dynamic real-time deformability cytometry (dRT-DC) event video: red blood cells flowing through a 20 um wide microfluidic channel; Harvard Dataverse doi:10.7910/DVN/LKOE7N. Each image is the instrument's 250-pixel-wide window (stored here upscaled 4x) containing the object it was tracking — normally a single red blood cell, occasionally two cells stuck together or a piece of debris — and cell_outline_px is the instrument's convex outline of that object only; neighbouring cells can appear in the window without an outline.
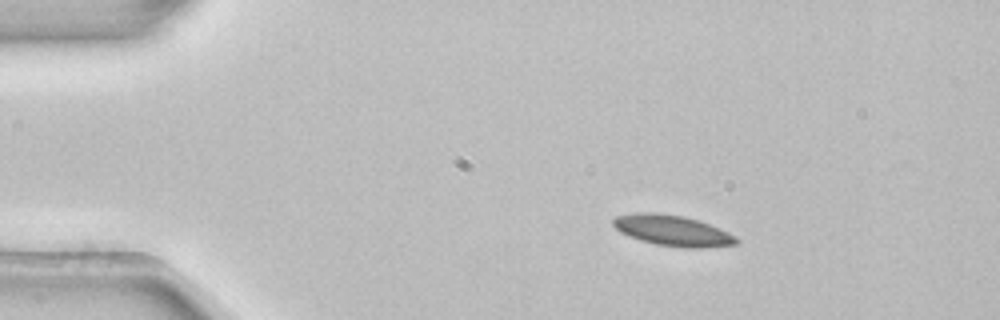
{"species": "common noctule bat (a hibernating species)", "species_latin": "Nyctalus noctula", "temperature_condition": "room temperature", "stored_images_in_passage": 45, "camera_frame_rate_fps": 3000, "um_per_image_px": 0.085, "animal": {"sex": "female", "body_mass_g": 22.7, "forearm_length_mm": 54.2}, "frame": {"image": 1, "passage_image": 1, "time_ms": 0.0, "image_size_px": [1000, 320], "cell_outline_px": [[740, 240], [736, 244], [704, 248], [684, 248], [656, 244], [640, 240], [628, 236], [620, 232], [612, 224], [612, 220], [616, 216], [636, 212], [656, 212], [684, 216], [708, 224], [728, 232], [736, 236]], "centroid_in_image_um": [57.15, 19.6], "position_along_channel_um": 27.9, "area_um2": 22.14}}
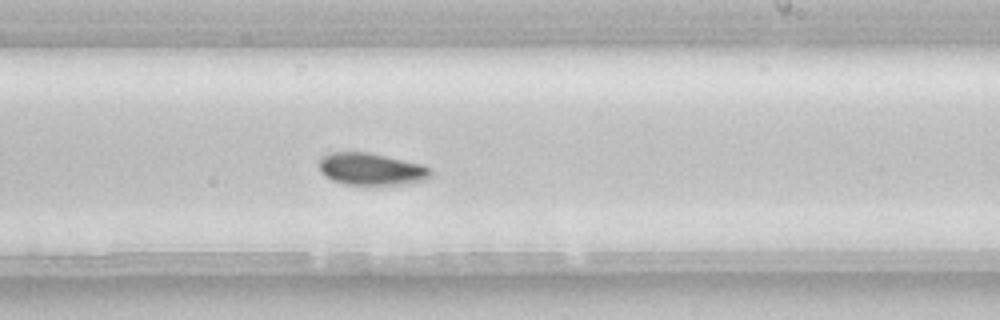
{"frame": {"image": 2, "passage_image": 24, "time_ms": 7.667, "image_size_px": [1000, 320], "cell_outline_px": [[432, 176], [428, 180], [400, 184], [344, 184], [332, 180], [324, 176], [320, 172], [316, 164], [324, 156], [332, 152], [368, 152], [424, 164], [432, 172]], "centroid_in_image_um": [31.55, 14.37], "position_along_channel_um": 257.5, "area_um2": 21.04}}
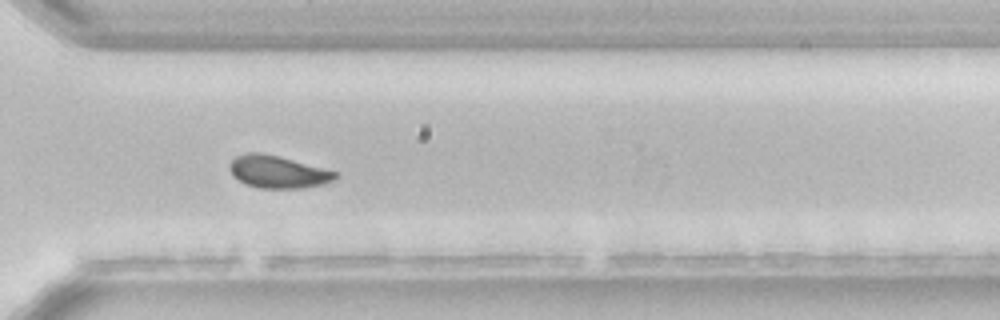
{"frame": {"image": 3, "passage_image": 31, "time_ms": 10.0, "image_size_px": [1000, 320], "cell_outline_px": [[340, 176], [336, 180], [324, 184], [304, 188], [260, 188], [248, 184], [232, 176], [228, 168], [228, 164], [236, 156], [248, 152], [260, 152], [280, 156], [336, 172]], "centroid_in_image_um": [23.62, 14.6], "position_along_channel_um": 347.0, "area_um2": 20.06}, "authors_computed_cell_mechanics": {"area_um2": 21.386, "velocity_mm_per_s": 3.8435, "shape_relaxation_time_tau1_ms": 7.5797, "shape_relaxation_time_tau2_ms": null, "deformation_change_tau1": 0.1248, "deformation_change_tau2": null}}